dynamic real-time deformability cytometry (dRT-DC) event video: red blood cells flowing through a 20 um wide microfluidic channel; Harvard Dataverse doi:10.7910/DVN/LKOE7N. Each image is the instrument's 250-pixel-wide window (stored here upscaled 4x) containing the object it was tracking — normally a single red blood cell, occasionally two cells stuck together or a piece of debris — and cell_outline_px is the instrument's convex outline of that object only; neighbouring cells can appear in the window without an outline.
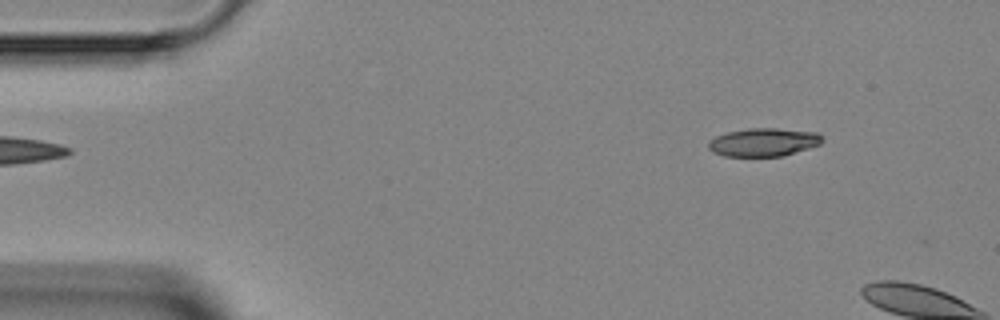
{"species": "Egyptian fruit bat (a non-hibernating species)", "species_latin": "Rousettus aegyptiacus", "temperature_condition": "room temperature", "stored_images_in_passage": 4, "camera_frame_rate_fps": 3000, "um_per_image_px": 0.085, "animal": {"sex": "female"}, "frame": {"image": 1, "passage_image": 1, "time_ms": 0.0, "image_size_px": [1000, 320], "cell_outline_px": [[824, 140], [820, 144], [784, 156], [724, 156], [712, 152], [708, 148], [708, 144], [716, 136], [728, 132], [748, 128], [776, 128], [816, 132], [824, 136]], "centroid_in_image_um": [64.93, 12.09], "position_along_channel_um": 20.1, "area_um2": 18.73}}